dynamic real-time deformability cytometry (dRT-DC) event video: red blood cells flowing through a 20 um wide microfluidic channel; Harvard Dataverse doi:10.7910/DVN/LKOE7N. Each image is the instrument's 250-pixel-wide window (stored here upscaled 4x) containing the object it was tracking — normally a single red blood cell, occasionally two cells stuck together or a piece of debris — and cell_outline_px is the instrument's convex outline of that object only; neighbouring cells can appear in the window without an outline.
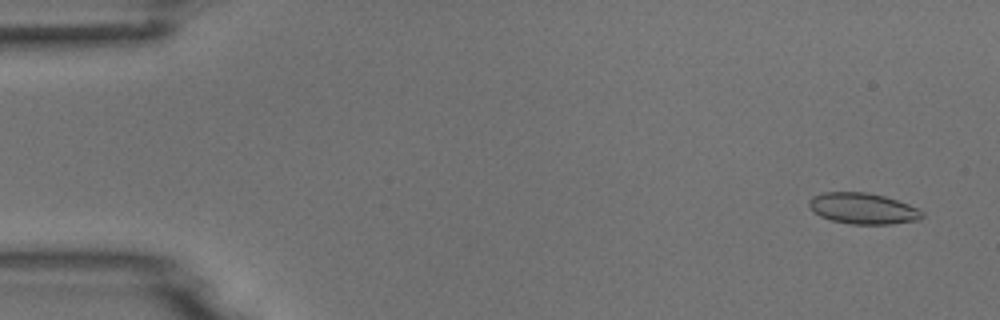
{"species": "common noctule bat (a hibernating species)", "species_latin": "Nyctalus noctula", "temperature_condition": "room temperature", "stored_images_in_passage": 8, "camera_frame_rate_fps": 3000, "um_per_image_px": 0.085, "animal": {"sex": "male", "body_mass_g": 18.8}, "frame": {"image": 1, "passage_image": 1, "time_ms": 0.0, "image_size_px": [1000, 320], "cell_outline_px": [[924, 216], [920, 220], [892, 224], [852, 224], [832, 220], [820, 216], [812, 212], [808, 204], [808, 200], [812, 196], [824, 192], [868, 192], [884, 196], [908, 204], [924, 212]], "centroid_in_image_um": [73.34, 17.72], "position_along_channel_um": 11.7, "area_um2": 20.58}}
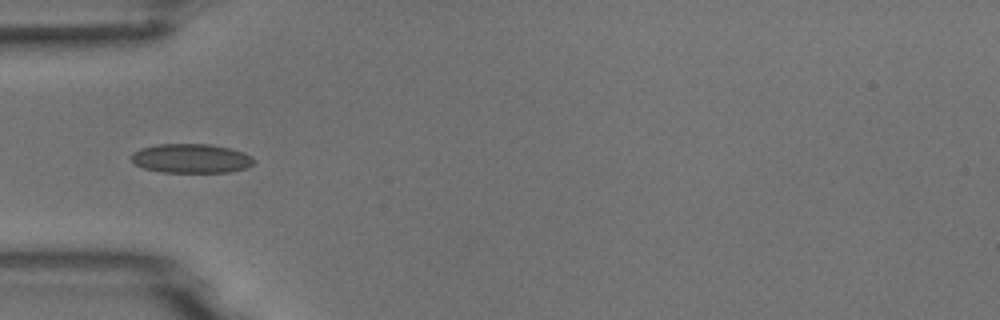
{"frame": {"image": 2, "passage_image": 4, "time_ms": 4.667, "image_size_px": [1000, 320], "cell_outline_px": [[256, 160], [248, 168], [228, 172], [164, 172], [144, 168], [136, 164], [132, 160], [132, 152], [140, 148], [156, 144], [208, 144], [228, 148], [244, 152], [252, 156]], "centroid_in_image_um": [16.27, 13.46], "position_along_channel_um": 68.7, "area_um2": 20.87}}